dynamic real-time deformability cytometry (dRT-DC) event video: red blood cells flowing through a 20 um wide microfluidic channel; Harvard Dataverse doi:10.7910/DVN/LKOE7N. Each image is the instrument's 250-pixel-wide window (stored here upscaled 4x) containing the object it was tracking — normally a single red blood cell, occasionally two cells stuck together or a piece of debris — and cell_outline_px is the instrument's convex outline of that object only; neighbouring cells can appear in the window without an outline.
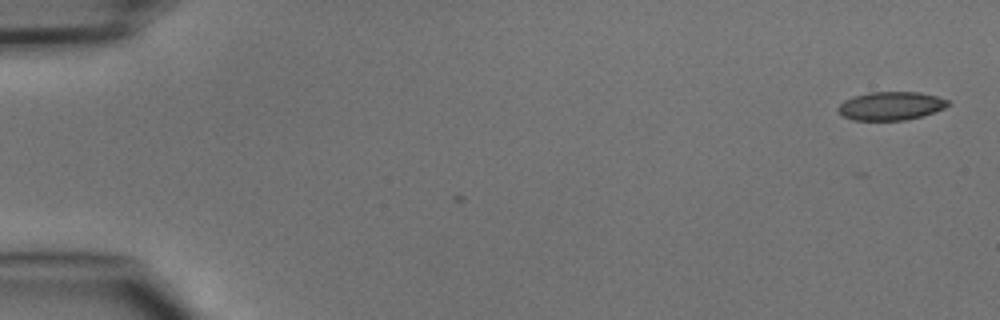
{"species": "common noctule bat (a hibernating species)", "species_latin": "Nyctalus noctula", "temperature_condition": "cold", "stored_images_in_passage": 4, "camera_frame_rate_fps": 3000, "um_per_image_px": 0.085, "animal": {"sex": "male", "body_mass_g": 15.6}, "frame": {"image": 1, "passage_image": 1, "time_ms": 0.0, "image_size_px": [1000, 320], "cell_outline_px": [[952, 104], [944, 108], [920, 116], [904, 120], [852, 120], [844, 116], [836, 108], [844, 100], [852, 96], [868, 92], [920, 92], [936, 96], [948, 100]], "centroid_in_image_um": [75.7, 8.99], "position_along_channel_um": 9.3, "area_um2": 18.15}}